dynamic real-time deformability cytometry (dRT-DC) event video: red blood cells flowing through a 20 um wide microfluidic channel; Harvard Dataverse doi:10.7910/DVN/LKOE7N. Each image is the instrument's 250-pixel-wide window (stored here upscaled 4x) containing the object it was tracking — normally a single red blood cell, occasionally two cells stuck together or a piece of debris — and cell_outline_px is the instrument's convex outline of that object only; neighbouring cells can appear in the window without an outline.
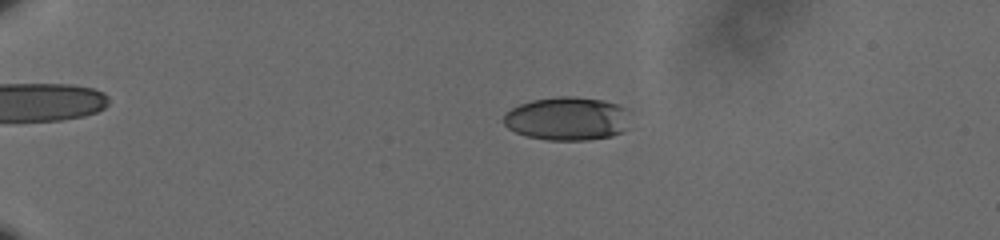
{"species": "human", "species_latin": "Homo sapiens", "temperature_condition": "cold", "stored_images_in_passage": 61, "camera_frame_rate_fps": 3000, "um_per_image_px": 0.085, "donor": {"sex": "male"}, "frame": {"image": 1, "passage_image": 16, "time_ms": 5.0, "image_size_px": [1000, 240], "cell_outline_px": [[628, 128], [624, 132], [612, 136], [588, 140], [548, 140], [528, 136], [516, 132], [508, 128], [504, 124], [504, 112], [520, 104], [532, 100], [556, 96], [572, 96], [604, 100], [628, 108]], "centroid_in_image_um": [48.25, 10.08], "position_along_channel_um": 36.8, "area_um2": 32.37}}
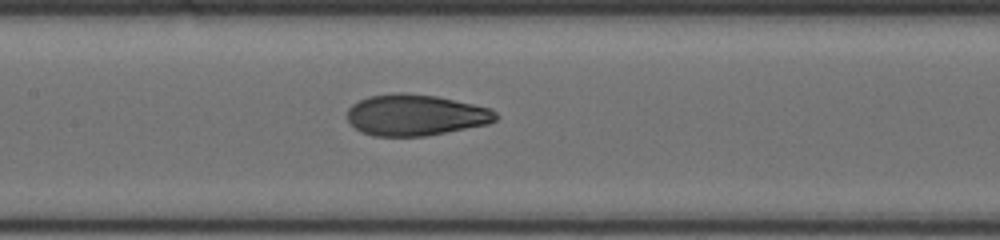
{"frame": {"image": 2, "passage_image": 34, "time_ms": 11.0, "image_size_px": [1000, 240], "cell_outline_px": [[500, 116], [496, 120], [488, 124], [424, 136], [372, 136], [360, 132], [348, 120], [348, 108], [352, 104], [368, 96], [392, 92], [408, 92], [436, 96], [492, 108]], "centroid_in_image_um": [35.32, 9.76], "position_along_channel_um": 172.1, "area_um2": 35.89}}
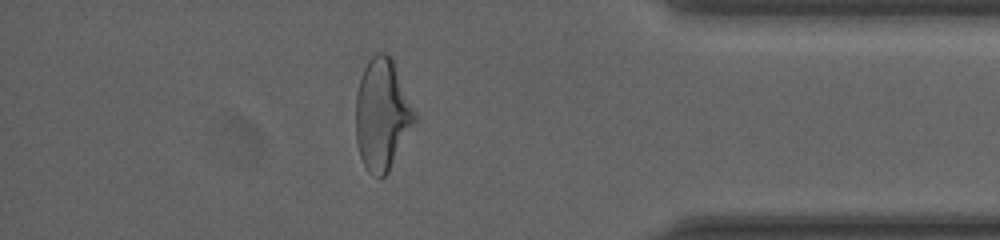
{"frame": {"image": 3, "passage_image": 55, "time_ms": 18.0, "image_size_px": [1000, 240], "cell_outline_px": [[420, 116], [388, 172], [380, 180], [368, 172], [360, 156], [356, 140], [356, 92], [364, 68], [368, 60], [376, 52], [384, 52], [392, 60]], "centroid_in_image_um": [32.52, 9.76], "position_along_channel_um": 402.7, "area_um2": 38.73}, "authors_computed_cell_mechanics": {"area_um2": 35.4314, "velocity_mm_per_s": 3.5993, "shape_relaxation_time_tau1_ms": 5.1529, "shape_relaxation_time_tau2_ms": 1.2316, "deformation_change_tau1": 0.1858, "deformation_change_tau2": 0.0728}}